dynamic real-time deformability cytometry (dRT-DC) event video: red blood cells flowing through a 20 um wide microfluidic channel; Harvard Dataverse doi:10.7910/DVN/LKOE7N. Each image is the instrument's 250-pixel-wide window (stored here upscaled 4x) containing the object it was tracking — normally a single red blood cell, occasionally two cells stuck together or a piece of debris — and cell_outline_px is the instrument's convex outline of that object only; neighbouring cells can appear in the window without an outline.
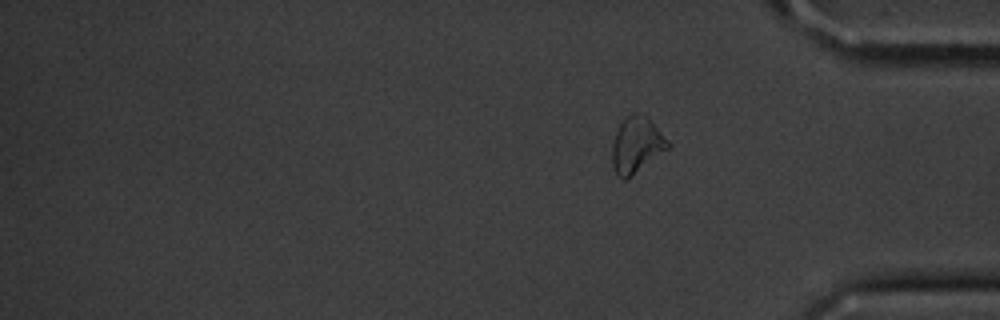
{"species": "common noctule bat (a hibernating species)", "species_latin": "Nyctalus noctula", "temperature_condition": "cold", "stored_images_in_passage": 17, "segment_of_instrument_passage": [2, 2], "camera_frame_rate_fps": 3000, "um_per_image_px": 0.085, "animal": {"sex": "male", "body_mass_g": 20.1, "forearm_length_mm": 53.5}, "frame": {"image": 1, "passage_image": 17, "time_ms": 20.0, "image_size_px": [1000, 320], "cell_outline_px": [[672, 144], [668, 148], [632, 176], [624, 180], [620, 180], [616, 176], [612, 168], [612, 144], [616, 132], [620, 124], [632, 112], [636, 112], [648, 116]], "centroid_in_image_um": [54.1, 12.33], "position_along_channel_um": 381.1, "area_um2": 18.38}}